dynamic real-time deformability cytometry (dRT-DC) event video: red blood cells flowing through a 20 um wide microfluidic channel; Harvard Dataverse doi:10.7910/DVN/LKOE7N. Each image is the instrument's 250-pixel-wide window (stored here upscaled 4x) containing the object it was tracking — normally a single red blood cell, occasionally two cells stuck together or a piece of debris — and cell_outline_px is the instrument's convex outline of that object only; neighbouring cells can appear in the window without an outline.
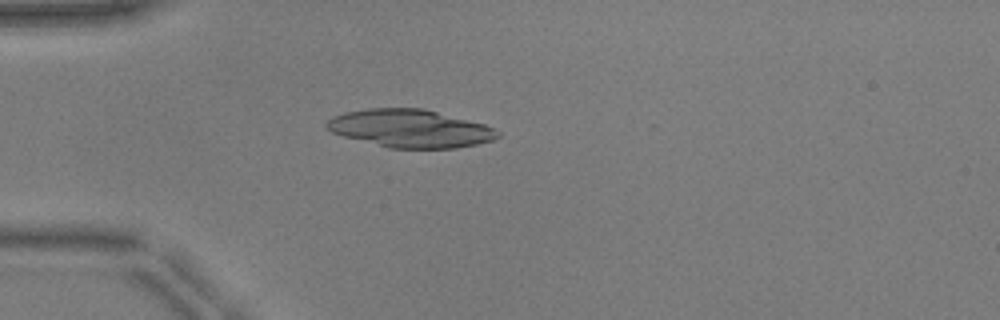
{"species": "common noctule bat (a hibernating species)", "species_latin": "Nyctalus noctula", "temperature_condition": "warm", "stored_images_in_passage": 51, "camera_frame_rate_fps": 3000, "um_per_image_px": 0.085, "animal": {"sex": "male", "body_mass_g": 17.9, "forearm_length_mm": 54.2}, "frame": {"image": 1, "passage_image": 15, "time_ms": 4.667, "image_size_px": [1000, 320], "cell_outline_px": [[500, 136], [492, 140], [476, 144], [456, 148], [388, 148], [344, 136], [332, 132], [324, 128], [324, 124], [332, 116], [344, 112], [368, 108], [424, 108], [484, 124], [500, 132]], "centroid_in_image_um": [34.83, 10.91], "position_along_channel_um": 50.2, "area_um2": 37.8}}